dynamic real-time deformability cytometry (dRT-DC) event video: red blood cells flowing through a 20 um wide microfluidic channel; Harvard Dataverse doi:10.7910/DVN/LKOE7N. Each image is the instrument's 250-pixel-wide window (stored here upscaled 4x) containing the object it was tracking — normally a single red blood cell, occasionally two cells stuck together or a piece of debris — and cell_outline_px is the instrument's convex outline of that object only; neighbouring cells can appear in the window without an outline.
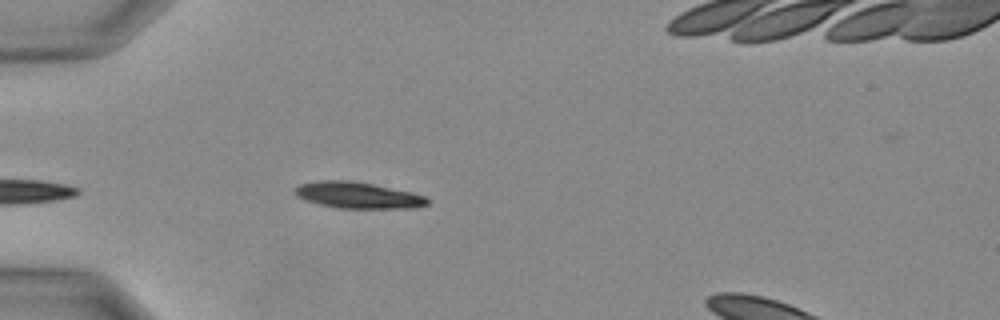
{"species": "Egyptian fruit bat (a non-hibernating species)", "species_latin": "Rousettus aegyptiacus", "temperature_condition": "warm", "stored_images_in_passage": 25, "camera_frame_rate_fps": 3000, "um_per_image_px": 0.085, "animal": {"sex": "female"}, "frame": {"image": 1, "passage_image": 4, "time_ms": 1.0, "image_size_px": [1000, 320], "cell_outline_px": [[428, 204], [412, 208], [340, 208], [320, 204], [296, 196], [296, 188], [300, 184], [320, 180], [352, 180], [412, 192], [424, 196], [428, 200]], "centroid_in_image_um": [30.44, 16.59], "position_along_channel_um": 54.6, "area_um2": 20.0}}
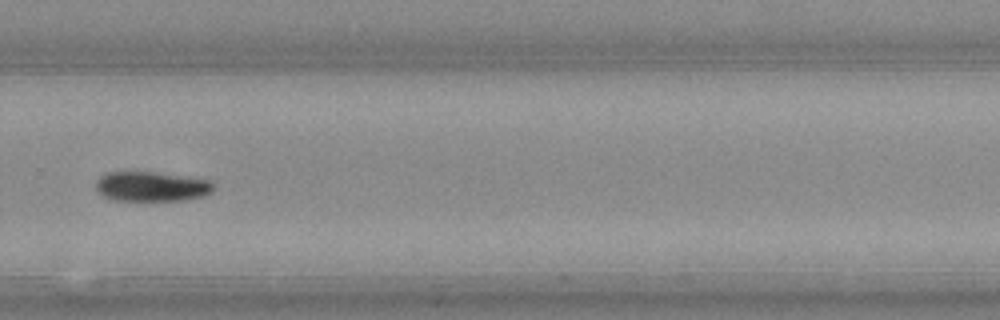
{"frame": {"image": 2, "passage_image": 18, "time_ms": 5.667, "image_size_px": [1000, 320], "cell_outline_px": [[216, 188], [212, 192], [204, 196], [188, 200], [112, 200], [104, 196], [96, 188], [96, 180], [100, 176], [108, 172], [152, 172], [212, 180]], "centroid_in_image_um": [12.93, 15.85], "position_along_channel_um": 316.9, "area_um2": 20.46}}